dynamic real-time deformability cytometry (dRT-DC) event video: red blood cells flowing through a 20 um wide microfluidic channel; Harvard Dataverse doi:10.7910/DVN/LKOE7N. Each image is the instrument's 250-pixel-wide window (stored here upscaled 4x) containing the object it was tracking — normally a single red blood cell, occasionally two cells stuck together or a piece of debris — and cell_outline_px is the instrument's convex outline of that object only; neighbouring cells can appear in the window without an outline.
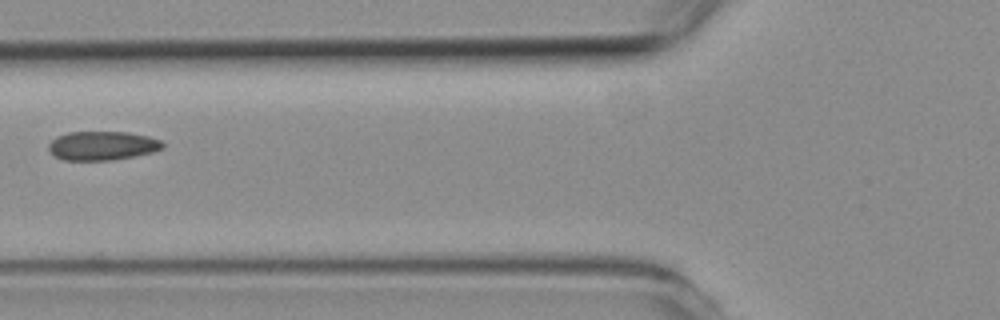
{"species": "common noctule bat (a hibernating species)", "species_latin": "Nyctalus noctula", "temperature_condition": "room temperature", "stored_images_in_passage": 2, "camera_frame_rate_fps": 3000, "um_per_image_px": 0.085, "animal": {"sex": "female", "body_mass_g": 19.3, "forearm_length_mm": 54.1}, "frame": {"image": 1, "passage_image": 2, "time_ms": 1.0, "image_size_px": [1000, 320], "cell_outline_px": [[164, 148], [152, 152], [136, 156], [112, 160], [64, 160], [56, 156], [48, 148], [48, 144], [56, 136], [68, 132], [128, 132], [148, 136], [160, 140], [164, 144]], "centroid_in_image_um": [8.71, 12.38], "position_along_channel_um": 117.1, "area_um2": 19.25}}